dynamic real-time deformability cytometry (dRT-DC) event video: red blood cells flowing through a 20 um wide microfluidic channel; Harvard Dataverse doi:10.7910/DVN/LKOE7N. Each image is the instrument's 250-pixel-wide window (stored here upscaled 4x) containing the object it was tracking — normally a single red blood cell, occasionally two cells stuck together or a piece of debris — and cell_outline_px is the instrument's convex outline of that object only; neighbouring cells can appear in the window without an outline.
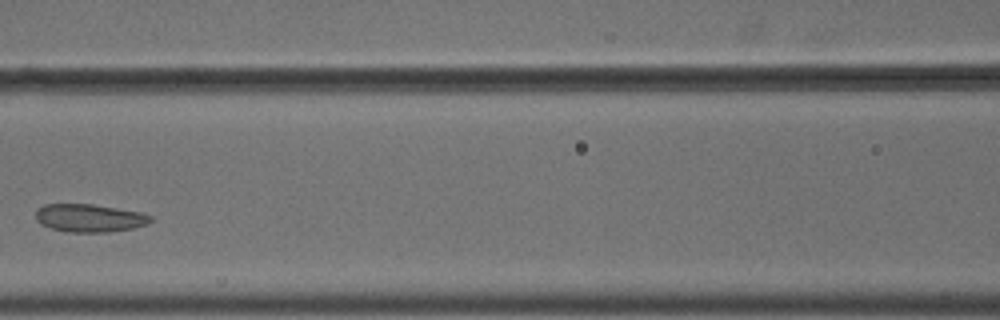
{"species": "common noctule bat (a hibernating species)", "species_latin": "Nyctalus noctula", "temperature_condition": "cold", "stored_images_in_passage": 5, "camera_frame_rate_fps": 3000, "um_per_image_px": 0.085, "animal": {"sex": "male", "body_mass_g": 18.8}, "frame": {"image": 1, "passage_image": 4, "time_ms": 1.0, "image_size_px": [1000, 320], "cell_outline_px": [[152, 220], [148, 224], [132, 228], [108, 232], [68, 232], [52, 228], [40, 224], [36, 220], [36, 208], [44, 204], [92, 204], [140, 212], [152, 216]], "centroid_in_image_um": [7.58, 18.53], "position_along_channel_um": 159.0, "area_um2": 18.73}}
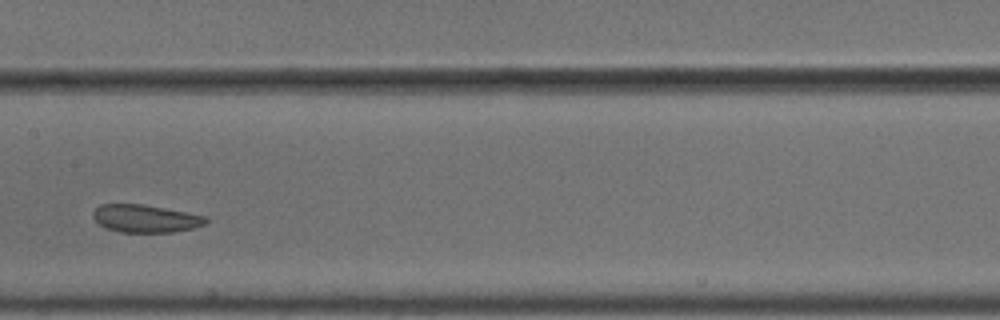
{"frame": {"image": 2, "passage_image": 5, "time_ms": 1.333, "image_size_px": [1000, 320], "cell_outline_px": [[208, 220], [204, 224], [192, 228], [172, 232], [120, 232], [104, 228], [92, 216], [92, 212], [100, 204], [144, 204], [204, 216]], "centroid_in_image_um": [12.3, 18.57], "position_along_channel_um": 195.1, "area_um2": 18.03}}